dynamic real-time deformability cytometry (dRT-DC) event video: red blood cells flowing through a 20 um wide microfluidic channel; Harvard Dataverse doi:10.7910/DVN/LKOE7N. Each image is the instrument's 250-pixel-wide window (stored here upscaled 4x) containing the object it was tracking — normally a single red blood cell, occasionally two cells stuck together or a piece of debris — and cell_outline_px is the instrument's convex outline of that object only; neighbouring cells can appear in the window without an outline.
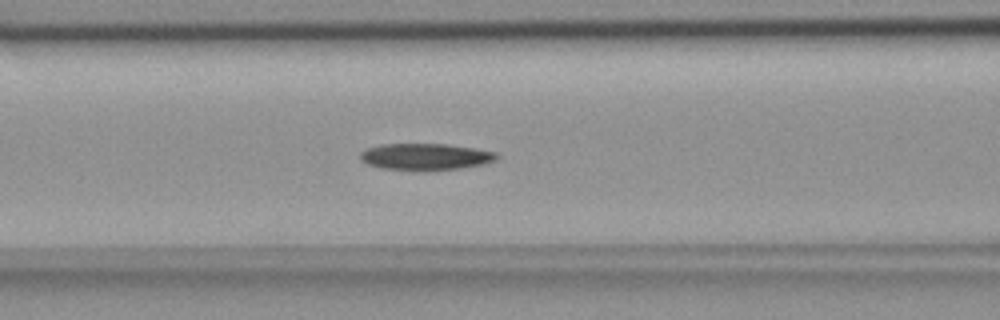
{"species": "common noctule bat (a hibernating species)", "species_latin": "Nyctalus noctula", "temperature_condition": "room temperature", "stored_images_in_passage": 49, "camera_frame_rate_fps": 3000, "um_per_image_px": 0.085, "animal": {"sex": "female", "body_mass_g": 18.4}, "frame": {"image": 1, "passage_image": 17, "time_ms": 5.333, "image_size_px": [1000, 320], "cell_outline_px": [[500, 156], [496, 160], [484, 164], [460, 168], [380, 168], [368, 164], [360, 160], [360, 152], [368, 148], [380, 144], [448, 144], [496, 152]], "centroid_in_image_um": [36.17, 13.28], "position_along_channel_um": 130.4, "area_um2": 20.4}}
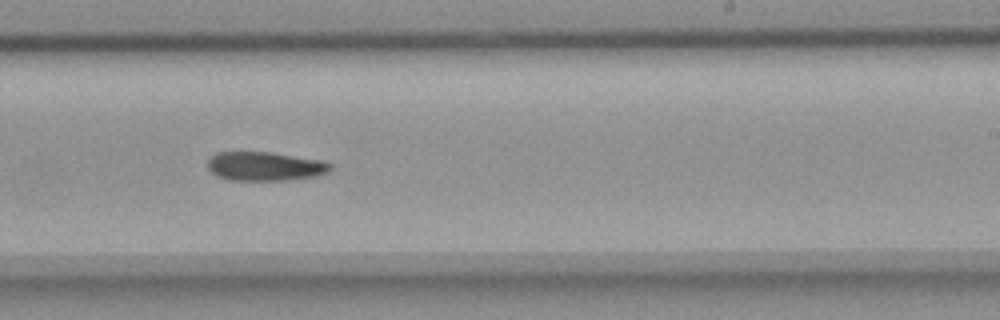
{"frame": {"image": 2, "passage_image": 28, "time_ms": 9.0, "image_size_px": [1000, 320], "cell_outline_px": [[332, 168], [328, 172], [316, 176], [292, 180], [228, 180], [216, 176], [208, 168], [208, 160], [216, 152], [272, 152], [320, 160], [332, 164]], "centroid_in_image_um": [22.52, 14.14], "position_along_channel_um": 266.5, "area_um2": 20.81}}
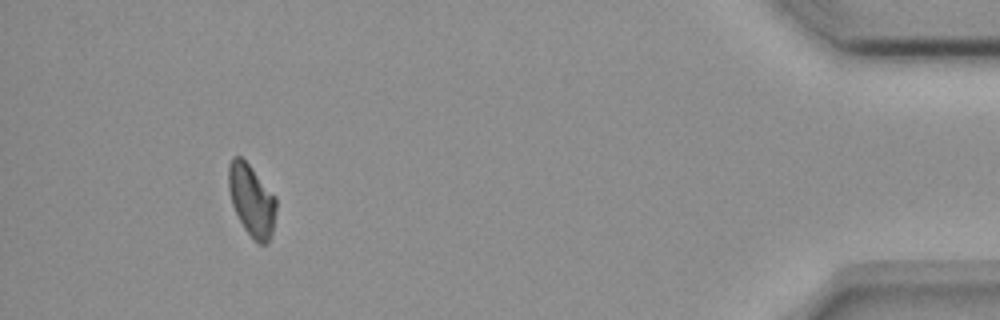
{"frame": {"image": 3, "passage_image": 45, "time_ms": 14.667, "image_size_px": [1000, 320], "cell_outline_px": [[276, 208], [272, 232], [268, 244], [256, 244], [244, 228], [232, 204], [228, 188], [228, 164], [232, 156], [240, 156], [252, 168], [276, 196]], "centroid_in_image_um": [21.38, 17.03], "position_along_channel_um": 413.8, "area_um2": 20.0}}